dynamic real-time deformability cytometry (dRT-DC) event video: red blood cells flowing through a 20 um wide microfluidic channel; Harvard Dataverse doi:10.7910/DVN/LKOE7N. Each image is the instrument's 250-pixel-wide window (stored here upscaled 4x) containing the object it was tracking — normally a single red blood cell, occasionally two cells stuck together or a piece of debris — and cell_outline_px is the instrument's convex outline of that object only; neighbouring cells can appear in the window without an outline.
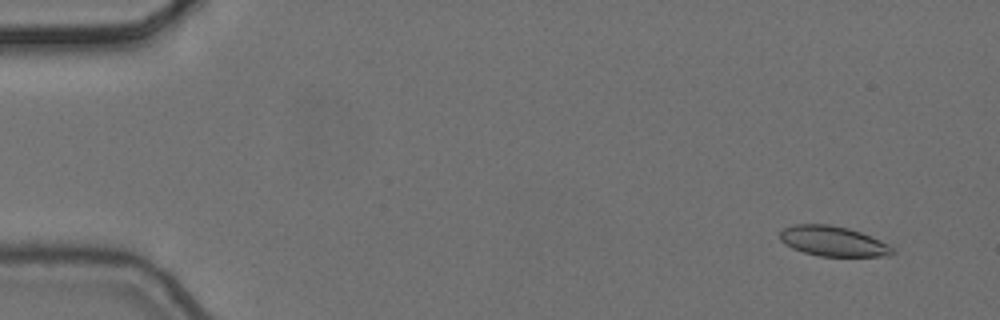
{"species": "common noctule bat (a hibernating species)", "species_latin": "Nyctalus noctula", "temperature_condition": "cold", "stored_images_in_passage": 4, "camera_frame_rate_fps": 3000, "um_per_image_px": 0.085, "animal": {"sex": "female", "body_mass_g": 24.6, "forearm_length_mm": 56.2}, "frame": {"image": 1, "passage_image": 1, "time_ms": 0.0, "image_size_px": [1000, 320], "cell_outline_px": [[896, 252], [888, 256], [820, 256], [804, 252], [792, 248], [784, 244], [780, 240], [780, 232], [784, 228], [792, 224], [828, 224], [848, 228], [860, 232], [880, 240], [888, 244]], "centroid_in_image_um": [70.79, 20.5], "position_along_channel_um": 14.2, "area_um2": 19.71}}
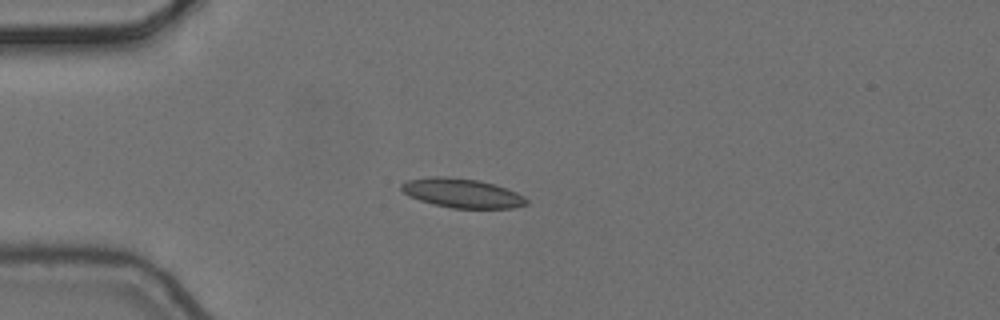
{"frame": {"image": 2, "passage_image": 4, "time_ms": 1.0, "image_size_px": [1000, 320], "cell_outline_px": [[528, 204], [512, 208], [452, 208], [432, 204], [408, 196], [400, 188], [400, 184], [408, 180], [432, 176], [448, 176], [480, 180], [516, 192], [524, 196], [528, 200]], "centroid_in_image_um": [39.25, 16.41], "position_along_channel_um": 45.7, "area_um2": 21.33}}